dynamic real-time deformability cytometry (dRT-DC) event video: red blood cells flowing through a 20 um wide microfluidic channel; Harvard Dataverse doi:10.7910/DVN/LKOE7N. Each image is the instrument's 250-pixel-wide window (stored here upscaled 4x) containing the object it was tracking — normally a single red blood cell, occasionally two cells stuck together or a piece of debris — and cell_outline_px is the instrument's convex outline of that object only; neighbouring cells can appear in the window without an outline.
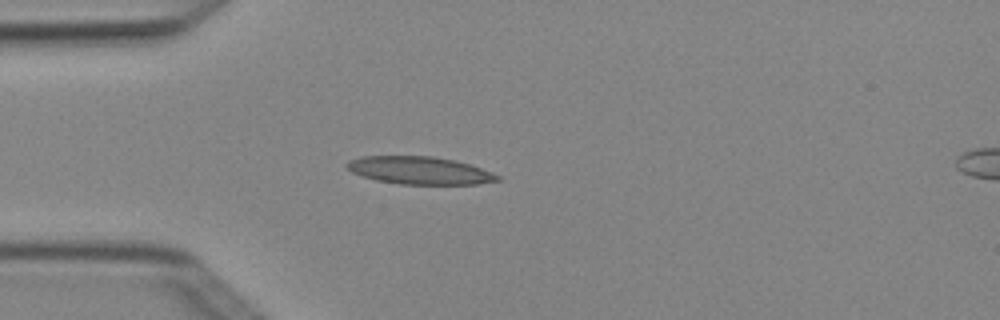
{"species": "Egyptian fruit bat (a non-hibernating species)", "species_latin": "Rousettus aegyptiacus", "temperature_condition": "cold", "stored_images_in_passage": 1, "camera_frame_rate_fps": 3000, "um_per_image_px": 0.085, "animal": {"sex": "female"}, "frame": {"image": 1, "passage_image": 1, "time_ms": 0.0, "image_size_px": [1000, 320], "cell_outline_px": [[500, 180], [476, 184], [400, 184], [376, 180], [352, 172], [344, 164], [348, 160], [360, 156], [432, 156], [456, 160], [480, 168], [500, 176]], "centroid_in_image_um": [35.63, 14.48], "position_along_channel_um": 49.4, "area_um2": 24.16}}